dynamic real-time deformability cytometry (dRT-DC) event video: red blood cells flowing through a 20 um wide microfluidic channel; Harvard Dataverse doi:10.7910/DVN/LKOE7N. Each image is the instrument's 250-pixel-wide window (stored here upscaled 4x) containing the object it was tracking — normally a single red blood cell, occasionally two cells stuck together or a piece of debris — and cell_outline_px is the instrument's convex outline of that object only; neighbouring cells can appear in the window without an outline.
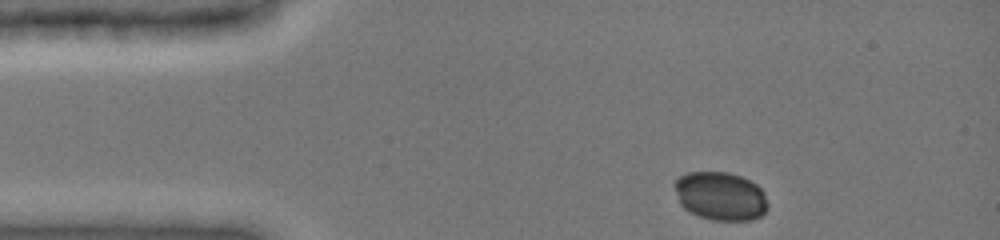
{"species": "common noctule bat (a hibernating species)", "species_latin": "Nyctalus noctula", "temperature_condition": "cold", "stored_images_in_passage": 5, "camera_frame_rate_fps": 3000, "um_per_image_px": 0.085, "animal": {"sex": "female", "body_mass_g": 19.0, "forearm_length_mm": 51.5}, "frame": {"image": 1, "passage_image": 1, "time_ms": 0.0, "image_size_px": [1000, 240], "cell_outline_px": [[768, 208], [760, 216], [752, 220], [712, 220], [700, 216], [684, 208], [680, 204], [672, 184], [680, 176], [688, 172], [728, 172], [740, 176], [756, 184], [764, 192], [768, 204]], "centroid_in_image_um": [61.23, 16.66], "position_along_channel_um": 23.8, "area_um2": 26.36}}
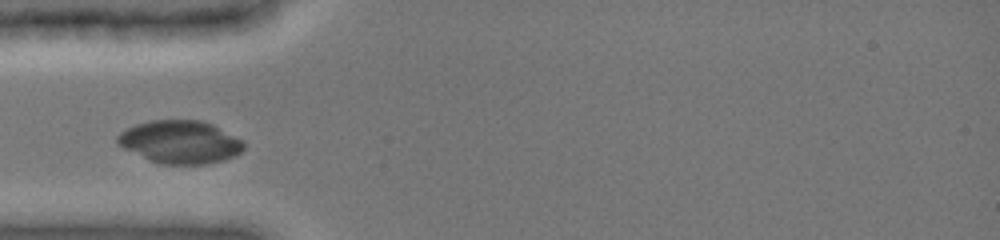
{"frame": {"image": 2, "passage_image": 4, "time_ms": 1.0, "image_size_px": [1000, 240], "cell_outline_px": [[244, 148], [236, 156], [224, 160], [208, 164], [160, 164], [148, 160], [116, 144], [116, 136], [120, 132], [136, 124], [148, 120], [200, 120], [212, 124], [244, 140]], "centroid_in_image_um": [15.31, 12.07], "position_along_channel_um": 69.7, "area_um2": 31.85}}